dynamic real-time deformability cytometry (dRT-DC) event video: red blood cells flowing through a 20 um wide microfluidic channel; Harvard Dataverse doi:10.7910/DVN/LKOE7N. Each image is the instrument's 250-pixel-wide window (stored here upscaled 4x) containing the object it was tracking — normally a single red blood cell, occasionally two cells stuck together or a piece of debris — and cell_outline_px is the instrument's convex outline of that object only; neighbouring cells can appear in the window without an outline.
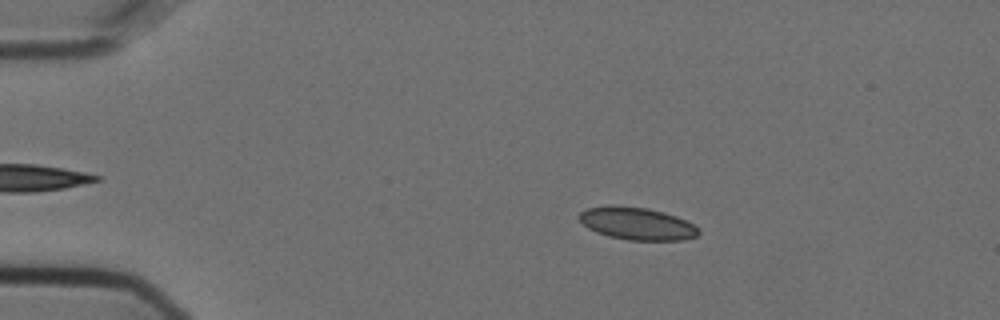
{"species": "Egyptian fruit bat (a non-hibernating species)", "species_latin": "Rousettus aegyptiacus", "temperature_condition": "cold", "stored_images_in_passage": 56, "camera_frame_rate_fps": 3000, "um_per_image_px": 0.085, "animal": {"sex": "female"}, "frame": {"image": 1, "passage_image": 10, "time_ms": 3.0, "image_size_px": [1000, 320], "cell_outline_px": [[700, 232], [696, 236], [684, 240], [628, 240], [608, 236], [596, 232], [588, 228], [576, 216], [580, 212], [588, 208], [608, 204], [612, 204], [648, 208], [664, 212], [676, 216], [700, 228]], "centroid_in_image_um": [54.12, 18.99], "position_along_channel_um": 30.9, "area_um2": 22.83}}
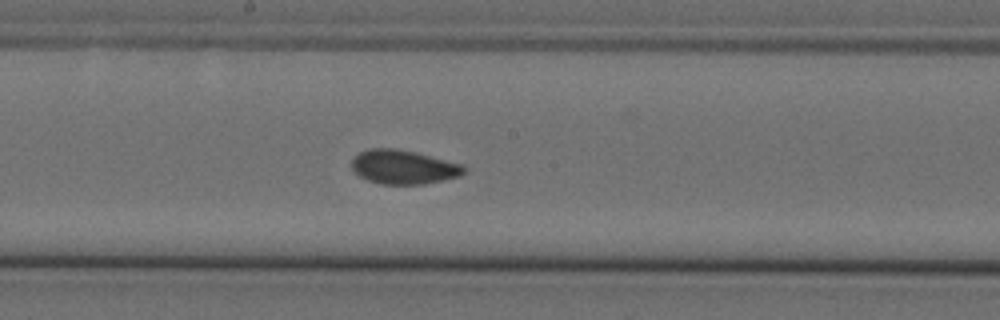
{"frame": {"image": 2, "passage_image": 30, "time_ms": 9.667, "image_size_px": [1000, 320], "cell_outline_px": [[464, 172], [460, 176], [444, 180], [424, 184], [380, 184], [368, 180], [360, 176], [352, 168], [352, 160], [360, 152], [368, 148], [396, 148], [416, 152], [464, 164]], "centroid_in_image_um": [34.32, 14.19], "position_along_channel_um": 213.9, "area_um2": 22.31}}
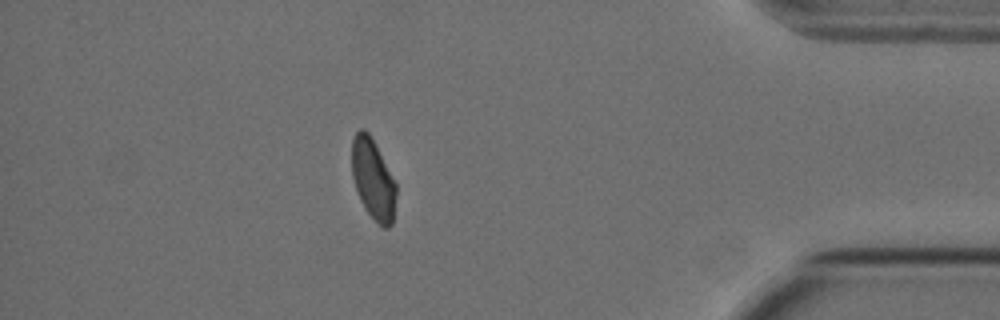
{"frame": {"image": 3, "passage_image": 49, "time_ms": 16.0, "image_size_px": [1000, 320], "cell_outline_px": [[396, 196], [392, 224], [388, 228], [384, 228], [368, 212], [360, 200], [352, 176], [352, 140], [356, 132], [360, 128], [364, 128], [368, 132], [396, 184]], "centroid_in_image_um": [31.7, 15.23], "position_along_channel_um": 403.5, "area_um2": 20.29}, "authors_computed_cell_mechanics": {"area_um2": 21.9351, "velocity_mm_per_s": 3.6072, "shape_relaxation_time_tau1_ms": null, "shape_relaxation_time_tau2_ms": 1.3097, "deformation_change_tau1": null, "deformation_change_tau2": 0.047}}